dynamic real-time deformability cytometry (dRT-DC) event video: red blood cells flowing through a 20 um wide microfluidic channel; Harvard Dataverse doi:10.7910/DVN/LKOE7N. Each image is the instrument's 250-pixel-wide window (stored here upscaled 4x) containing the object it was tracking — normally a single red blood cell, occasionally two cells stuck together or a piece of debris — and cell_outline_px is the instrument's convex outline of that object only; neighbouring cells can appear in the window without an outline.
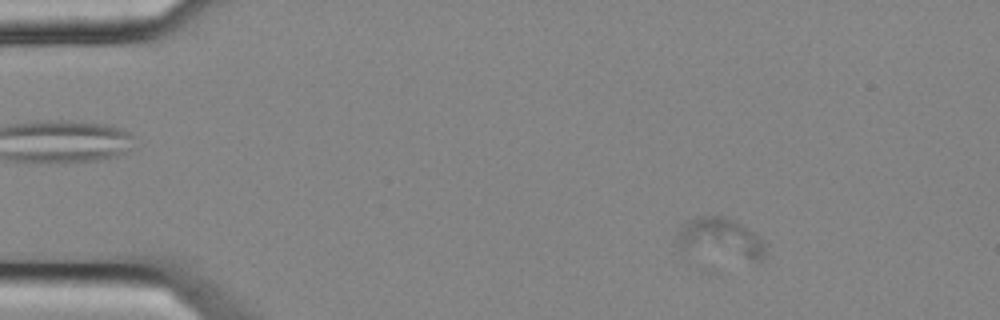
{"species": "common noctule bat (a hibernating species)", "species_latin": "Nyctalus noctula", "temperature_condition": "cold", "stored_images_in_passage": 53, "camera_frame_rate_fps": 3000, "um_per_image_px": 0.085, "animal": {"sex": "female", "body_mass_g": 25.1}, "frame": {"image": 1, "passage_image": 9, "time_ms": 2.667, "image_size_px": [1000, 320], "cell_outline_px": [[764, 260], [760, 264], [680, 248], [676, 236], [680, 224], [688, 220], [700, 216], [724, 216], [756, 232], [764, 240]], "centroid_in_image_um": [61.31, 20.29], "position_along_channel_um": 23.7, "area_um2": 21.27}}
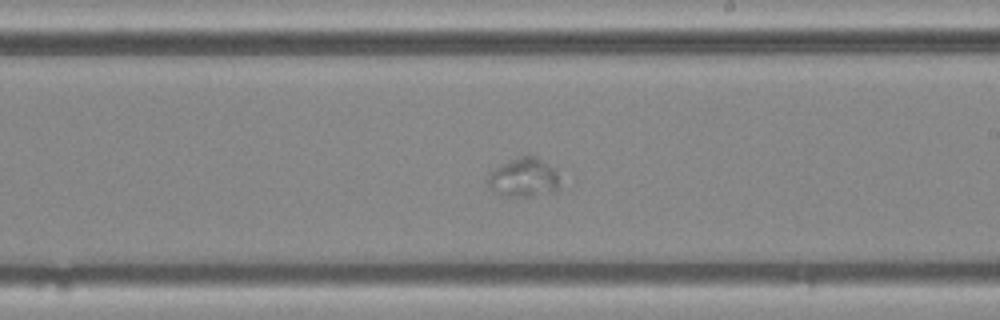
{"frame": {"image": 2, "passage_image": 35, "time_ms": 11.333, "image_size_px": [1000, 320], "cell_outline_px": [[556, 192], [532, 196], [500, 196], [488, 188], [488, 176], [500, 164], [528, 152], [536, 156], [552, 168], [556, 172]], "centroid_in_image_um": [44.45, 15.08], "position_along_channel_um": 244.5, "area_um2": 16.36}}
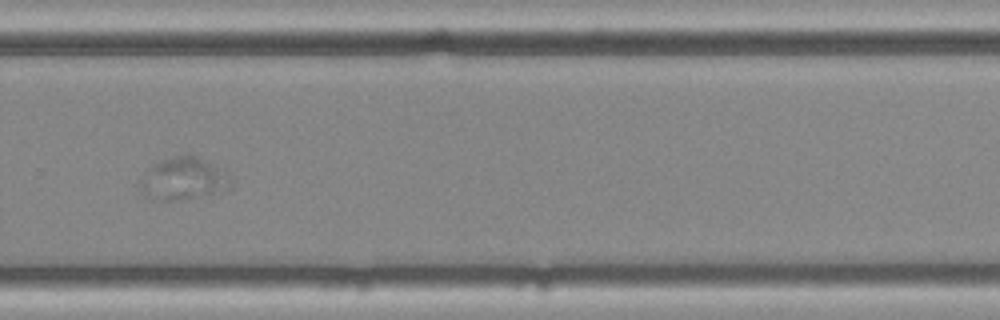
{"frame": {"image": 3, "passage_image": 41, "time_ms": 13.333, "image_size_px": [1000, 320], "cell_outline_px": [[228, 188], [180, 200], [156, 200], [144, 196], [140, 188], [140, 180], [144, 172], [160, 160], [180, 152], [188, 152], [228, 168]], "centroid_in_image_um": [15.56, 15.11], "position_along_channel_um": 314.2, "area_um2": 22.83}}